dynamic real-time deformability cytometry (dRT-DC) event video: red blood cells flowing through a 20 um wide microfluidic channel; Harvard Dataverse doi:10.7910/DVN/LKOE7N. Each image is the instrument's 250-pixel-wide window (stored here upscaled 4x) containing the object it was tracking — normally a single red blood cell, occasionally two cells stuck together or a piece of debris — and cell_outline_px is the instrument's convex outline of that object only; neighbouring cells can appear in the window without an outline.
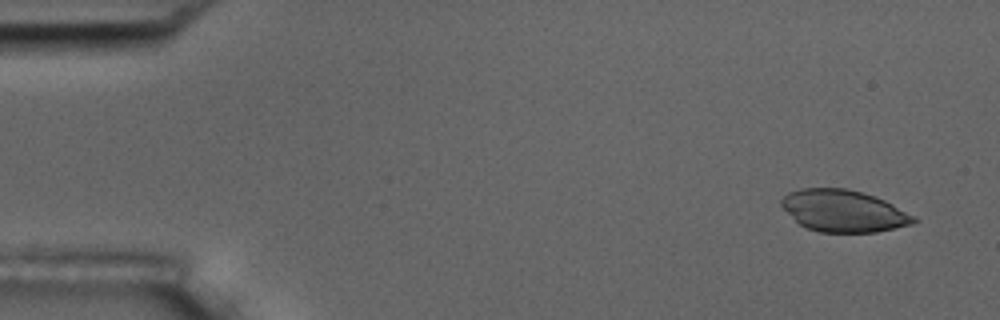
{"species": "common noctule bat (a hibernating species)", "species_latin": "Nyctalus noctula", "temperature_condition": "room temperature", "stored_images_in_passage": 6, "camera_frame_rate_fps": 3000, "um_per_image_px": 0.085, "animal": {"sex": "male", "body_mass_g": 17.5, "forearm_length_mm": 52.3}, "frame": {"image": 1, "passage_image": 1, "time_ms": 0.0, "image_size_px": [1000, 320], "cell_outline_px": [[920, 220], [912, 224], [876, 232], [820, 232], [808, 228], [800, 224], [780, 204], [780, 200], [788, 192], [800, 188], [848, 188], [864, 192], [884, 200], [916, 216]], "centroid_in_image_um": [71.73, 17.91], "position_along_channel_um": 13.3, "area_um2": 32.25}}